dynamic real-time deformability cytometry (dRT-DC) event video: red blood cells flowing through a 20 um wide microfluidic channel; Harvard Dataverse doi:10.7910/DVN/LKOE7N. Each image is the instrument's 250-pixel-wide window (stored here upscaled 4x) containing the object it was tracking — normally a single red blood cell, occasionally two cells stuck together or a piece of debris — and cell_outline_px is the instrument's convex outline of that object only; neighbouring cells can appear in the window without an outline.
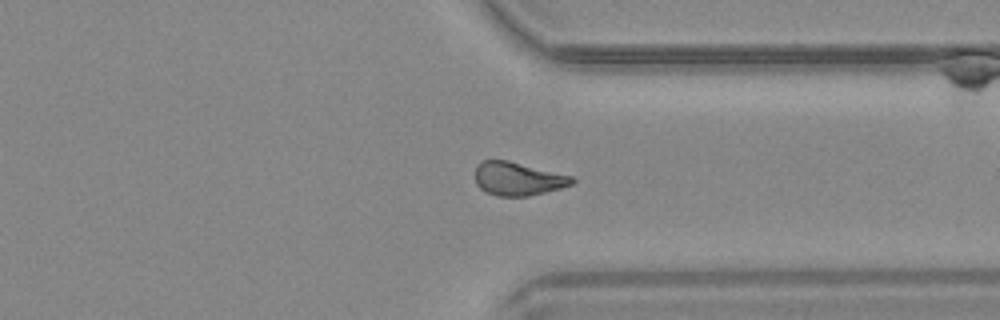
{"species": "common noctule bat (a hibernating species)", "species_latin": "Nyctalus noctula", "temperature_condition": "warm", "stored_images_in_passage": 35, "camera_frame_rate_fps": 3000, "um_per_image_px": 0.085, "animal": {"sex": "male", "body_mass_g": 20.4}, "frame": {"image": 1, "passage_image": 25, "time_ms": 8.0, "image_size_px": [1000, 320], "cell_outline_px": [[576, 180], [572, 184], [560, 188], [528, 196], [496, 196], [484, 192], [476, 184], [476, 164], [480, 160], [508, 160], [572, 176]], "centroid_in_image_um": [43.98, 15.19], "position_along_channel_um": 367.4, "area_um2": 18.9}}